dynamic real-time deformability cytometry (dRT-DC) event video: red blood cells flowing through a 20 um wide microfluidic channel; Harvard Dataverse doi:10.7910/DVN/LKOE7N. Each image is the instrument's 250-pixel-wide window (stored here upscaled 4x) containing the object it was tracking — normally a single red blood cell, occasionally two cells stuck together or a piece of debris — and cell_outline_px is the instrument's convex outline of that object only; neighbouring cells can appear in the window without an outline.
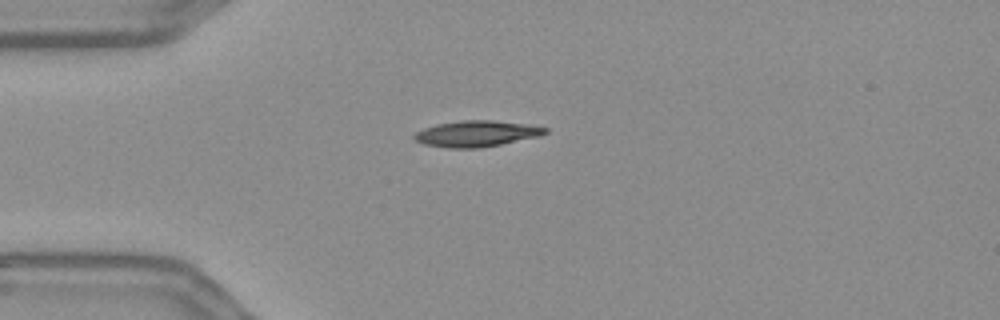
{"species": "Egyptian fruit bat (a non-hibernating species)", "species_latin": "Rousettus aegyptiacus", "temperature_condition": "warm", "stored_images_in_passage": 42, "camera_frame_rate_fps": 3000, "um_per_image_px": 0.085, "frame": {"image": 1, "passage_image": 1, "time_ms": 0.0, "image_size_px": [1000, 320], "cell_outline_px": [[548, 132], [540, 136], [500, 144], [476, 148], [448, 148], [424, 144], [416, 140], [412, 136], [416, 132], [424, 128], [436, 124], [460, 120], [492, 120], [524, 124], [548, 128]], "centroid_in_image_um": [40.48, 11.36], "position_along_channel_um": 44.5, "area_um2": 19.71}}
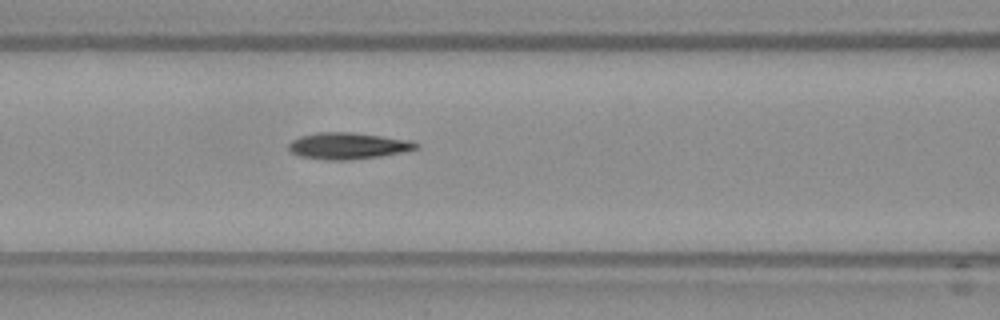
{"frame": {"image": 2, "passage_image": 10, "time_ms": 3.0, "image_size_px": [1000, 320], "cell_outline_px": [[420, 148], [404, 152], [380, 156], [348, 160], [324, 160], [300, 156], [292, 152], [288, 148], [288, 144], [292, 140], [300, 136], [316, 132], [352, 132], [412, 140], [420, 144]], "centroid_in_image_um": [29.61, 12.39], "position_along_channel_um": 137.0, "area_um2": 19.88}}
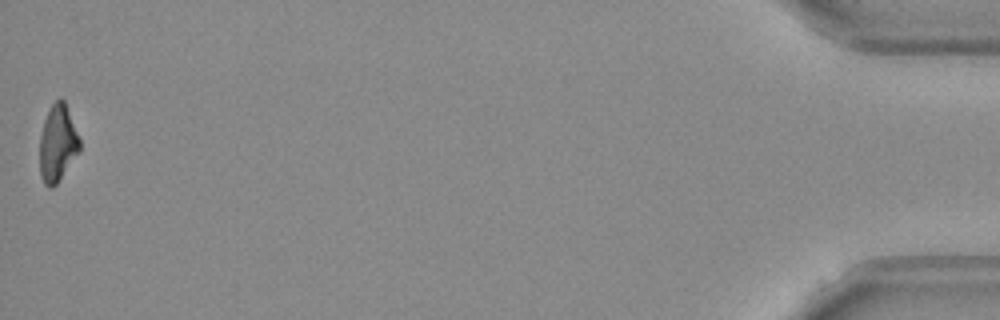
{"frame": {"image": 3, "passage_image": 42, "time_ms": 13.667, "image_size_px": [1000, 320], "cell_outline_px": [[80, 152], [56, 184], [52, 188], [48, 188], [44, 184], [40, 176], [40, 136], [44, 120], [52, 104], [60, 96], [64, 100], [80, 140]], "centroid_in_image_um": [4.89, 12.21], "position_along_channel_um": 430.3, "area_um2": 17.86}, "authors_computed_cell_mechanics": {"area_um2": 19.4497, "velocity_mm_per_s": 3.6749, "shape_relaxation_time_tau1_ms": 6.5364, "shape_relaxation_time_tau2_ms": 3.7648, "deformation_change_tau1": 0.2131, "deformation_change_tau2": 0.1315}}